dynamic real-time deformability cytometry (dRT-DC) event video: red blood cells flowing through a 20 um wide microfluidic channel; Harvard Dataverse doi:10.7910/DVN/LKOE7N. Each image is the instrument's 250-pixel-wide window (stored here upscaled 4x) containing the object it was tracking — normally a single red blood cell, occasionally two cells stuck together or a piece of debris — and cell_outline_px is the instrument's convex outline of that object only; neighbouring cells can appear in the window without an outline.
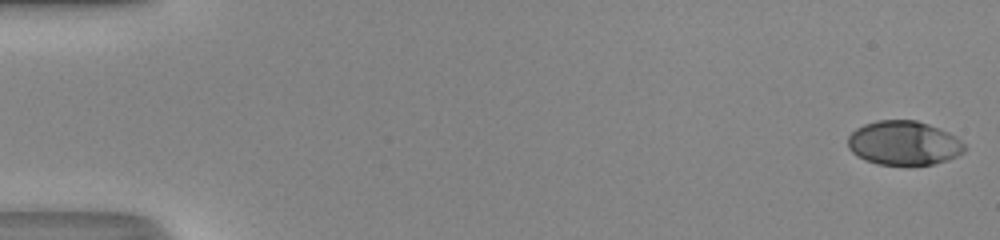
{"species": "human", "species_latin": "Homo sapiens", "temperature_condition": "room temperature", "stored_images_in_passage": 49, "camera_frame_rate_fps": 3000, "um_per_image_px": 0.085, "donor": {"sex": "male"}, "frame": {"image": 1, "passage_image": 1, "time_ms": 0.0, "image_size_px": [1000, 240], "cell_outline_px": [[964, 152], [948, 160], [932, 164], [880, 164], [856, 156], [848, 148], [848, 136], [856, 128], [864, 124], [876, 120], [916, 120], [928, 124], [948, 132], [956, 136], [964, 144]], "centroid_in_image_um": [76.81, 12.14], "position_along_channel_um": 8.2, "area_um2": 29.82}}
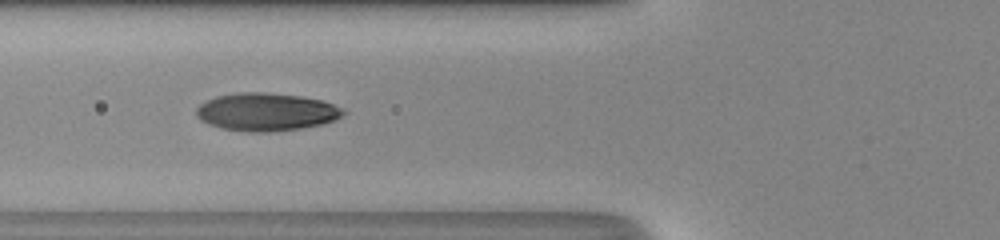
{"frame": {"image": 2, "passage_image": 20, "time_ms": 6.333, "image_size_px": [1000, 240], "cell_outline_px": [[348, 112], [336, 120], [324, 124], [300, 128], [268, 132], [248, 132], [220, 128], [208, 124], [200, 120], [196, 116], [196, 108], [200, 104], [216, 96], [236, 92], [264, 92], [300, 96], [324, 100], [344, 108]], "centroid_in_image_um": [22.66, 9.51], "position_along_channel_um": 103.1, "area_um2": 32.83}}
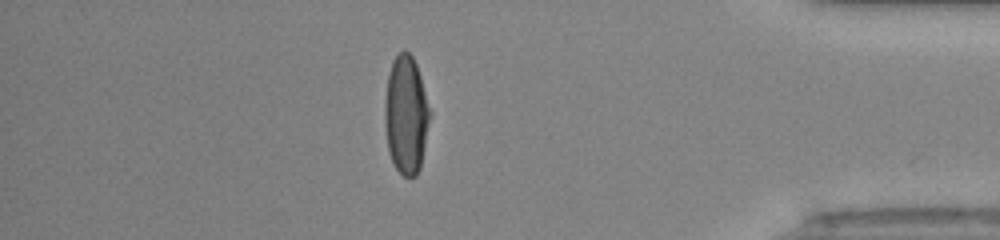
{"frame": {"image": 3, "passage_image": 43, "time_ms": 14.0, "image_size_px": [1000, 240], "cell_outline_px": [[432, 112], [420, 168], [416, 176], [404, 176], [396, 168], [388, 152], [384, 124], [384, 104], [388, 72], [392, 60], [404, 48], [412, 56], [416, 64]], "centroid_in_image_um": [34.51, 9.74], "position_along_channel_um": 400.7, "area_um2": 31.5}, "authors_computed_cell_mechanics": {"area_um2": 31.1542, "velocity_mm_per_s": 4.3384, "shape_relaxation_time_tau1_ms": 4.7527, "shape_relaxation_time_tau2_ms": null, "deformation_change_tau1": 0.2511, "deformation_change_tau2": null}}